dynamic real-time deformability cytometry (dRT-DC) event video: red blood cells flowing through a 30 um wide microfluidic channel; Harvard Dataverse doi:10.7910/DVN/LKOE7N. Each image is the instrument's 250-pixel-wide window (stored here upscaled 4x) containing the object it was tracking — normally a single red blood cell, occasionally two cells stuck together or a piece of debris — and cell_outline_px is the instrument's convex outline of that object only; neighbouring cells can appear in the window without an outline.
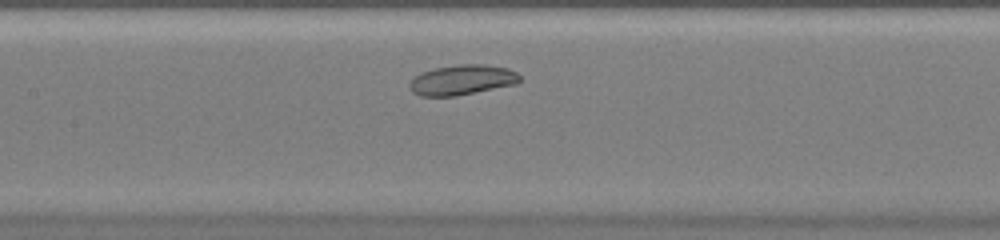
{"species": "common noctule bat (a hibernating species)", "species_latin": "Nyctalus noctula", "temperature_condition": "warm", "stored_images_in_passage": 25, "camera_frame_rate_fps": 3000, "um_per_image_px": 0.085, "animal": {"sex": "female", "body_mass_g": 20.0, "forearm_length_mm": 54.0}, "frame": {"image": 1, "passage_image": 9, "time_ms": 2.667, "image_size_px": [1000, 240], "cell_outline_px": [[520, 80], [516, 84], [456, 96], [420, 96], [412, 92], [408, 88], [408, 84], [412, 76], [420, 72], [436, 68], [456, 64], [484, 64], [508, 68], [516, 72], [520, 76]], "centroid_in_image_um": [39.22, 6.79], "position_along_channel_um": 168.2, "area_um2": 19.59}}
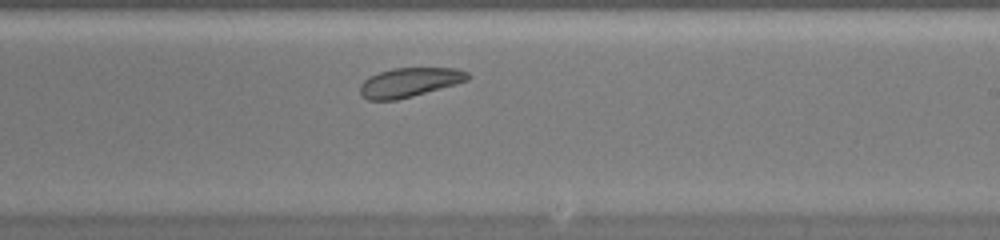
{"frame": {"image": 2, "passage_image": 15, "time_ms": 4.667, "image_size_px": [1000, 240], "cell_outline_px": [[472, 76], [468, 80], [456, 84], [412, 96], [396, 100], [368, 100], [360, 92], [360, 84], [368, 76], [392, 68], [456, 68], [468, 72]], "centroid_in_image_um": [34.82, 6.99], "position_along_channel_um": 254.2, "area_um2": 18.32}}
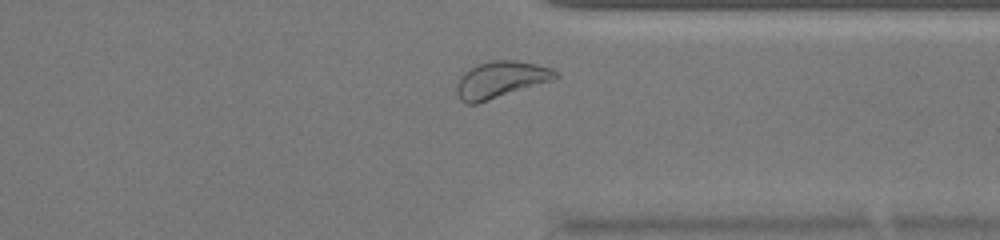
{"frame": {"image": 3, "passage_image": 23, "time_ms": 7.333, "image_size_px": [1000, 240], "cell_outline_px": [[560, 76], [552, 80], [476, 104], [468, 104], [460, 100], [456, 92], [456, 84], [460, 76], [464, 72], [480, 64], [492, 60], [516, 60], [536, 64], [552, 68], [560, 72]], "centroid_in_image_um": [42.57, 6.77], "position_along_channel_um": 368.8, "area_um2": 20.98}}